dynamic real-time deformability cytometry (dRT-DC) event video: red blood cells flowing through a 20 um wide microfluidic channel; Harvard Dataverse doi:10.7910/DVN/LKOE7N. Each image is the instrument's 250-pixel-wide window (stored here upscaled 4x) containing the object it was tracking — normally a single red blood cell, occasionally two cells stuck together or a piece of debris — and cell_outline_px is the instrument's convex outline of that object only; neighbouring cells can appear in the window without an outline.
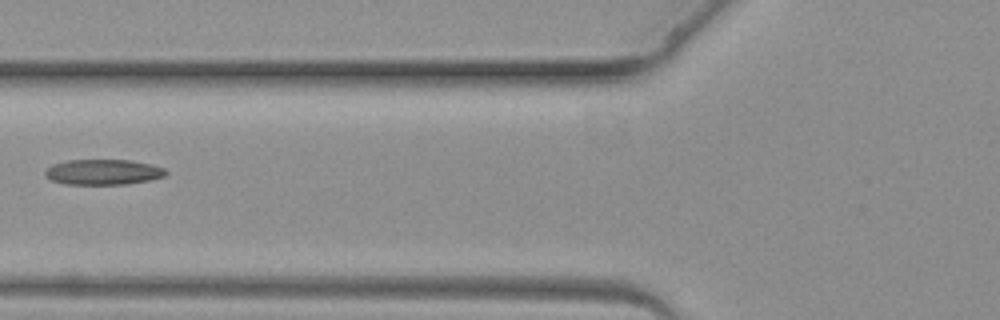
{"species": "common noctule bat (a hibernating species)", "species_latin": "Nyctalus noctula", "temperature_condition": "warm", "stored_images_in_passage": 4, "camera_frame_rate_fps": 3000, "um_per_image_px": 0.085, "animal": {"sex": "female", "body_mass_g": 19.3, "forearm_length_mm": 54.1}, "frame": {"image": 1, "passage_image": 4, "time_ms": 3.333, "image_size_px": [1000, 320], "cell_outline_px": [[168, 172], [164, 176], [152, 180], [128, 184], [64, 184], [52, 180], [44, 172], [52, 164], [68, 160], [128, 160], [152, 164], [164, 168]], "centroid_in_image_um": [8.81, 14.62], "position_along_channel_um": 117.0, "area_um2": 17.86}}